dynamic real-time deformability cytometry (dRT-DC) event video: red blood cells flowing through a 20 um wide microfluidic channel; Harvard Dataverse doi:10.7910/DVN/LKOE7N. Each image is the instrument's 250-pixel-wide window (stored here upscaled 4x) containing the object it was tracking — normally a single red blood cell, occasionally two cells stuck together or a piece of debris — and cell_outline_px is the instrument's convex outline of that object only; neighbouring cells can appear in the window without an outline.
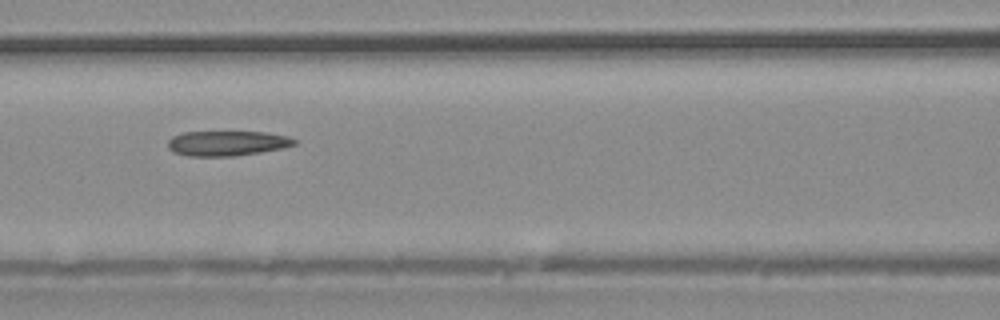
{"species": "common noctule bat (a hibernating species)", "species_latin": "Nyctalus noctula", "temperature_condition": "warm", "stored_images_in_passage": 38, "camera_frame_rate_fps": 3000, "um_per_image_px": 0.085, "animal": {"sex": "male", "body_mass_g": 20.4}, "frame": {"image": 1, "passage_image": 17, "time_ms": 5.333, "image_size_px": [1000, 320], "cell_outline_px": [[296, 144], [284, 148], [260, 152], [232, 156], [188, 156], [172, 152], [168, 148], [168, 140], [172, 136], [184, 132], [264, 132], [288, 136], [296, 140]], "centroid_in_image_um": [19.28, 12.18], "position_along_channel_um": 147.3, "area_um2": 18.44}}